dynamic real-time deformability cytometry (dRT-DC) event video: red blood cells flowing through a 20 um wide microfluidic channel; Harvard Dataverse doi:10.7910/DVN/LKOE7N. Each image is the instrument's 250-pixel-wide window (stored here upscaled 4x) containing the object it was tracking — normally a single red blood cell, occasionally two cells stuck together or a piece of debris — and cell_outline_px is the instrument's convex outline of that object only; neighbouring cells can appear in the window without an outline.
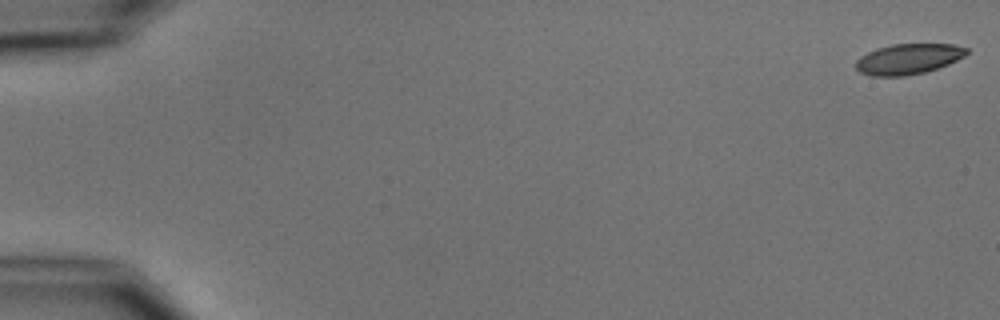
{"species": "common noctule bat (a hibernating species)", "species_latin": "Nyctalus noctula", "temperature_condition": "cold", "stored_images_in_passage": 5, "camera_frame_rate_fps": 3000, "um_per_image_px": 0.085, "animal": {"sex": "male", "body_mass_g": 15.6}, "frame": {"image": 1, "passage_image": 1, "time_ms": 0.0, "image_size_px": [1000, 320], "cell_outline_px": [[968, 52], [964, 56], [948, 64], [924, 72], [904, 76], [872, 76], [860, 72], [856, 68], [856, 60], [860, 56], [876, 48], [892, 44], [952, 44], [968, 48]], "centroid_in_image_um": [77.18, 5.01], "position_along_channel_um": 7.8, "area_um2": 19.59}}
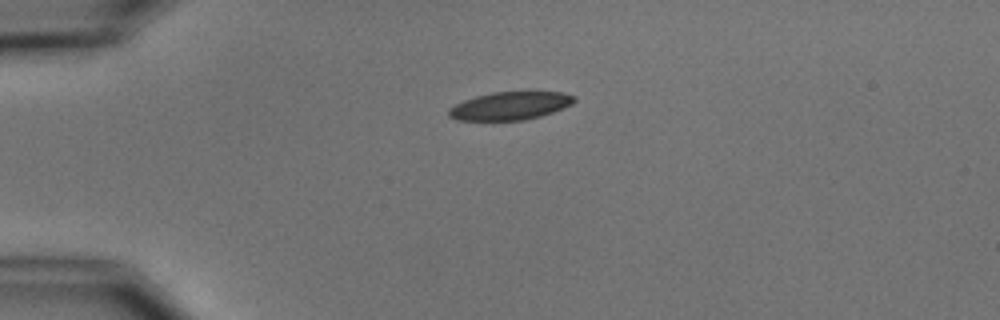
{"frame": {"image": 2, "passage_image": 4, "time_ms": 4.333, "image_size_px": [1000, 320], "cell_outline_px": [[576, 100], [572, 104], [564, 108], [540, 116], [524, 120], [456, 120], [448, 116], [448, 108], [464, 100], [476, 96], [492, 92], [536, 88], [560, 92], [576, 96]], "centroid_in_image_um": [43.43, 8.94], "position_along_channel_um": 41.6, "area_um2": 21.44}}